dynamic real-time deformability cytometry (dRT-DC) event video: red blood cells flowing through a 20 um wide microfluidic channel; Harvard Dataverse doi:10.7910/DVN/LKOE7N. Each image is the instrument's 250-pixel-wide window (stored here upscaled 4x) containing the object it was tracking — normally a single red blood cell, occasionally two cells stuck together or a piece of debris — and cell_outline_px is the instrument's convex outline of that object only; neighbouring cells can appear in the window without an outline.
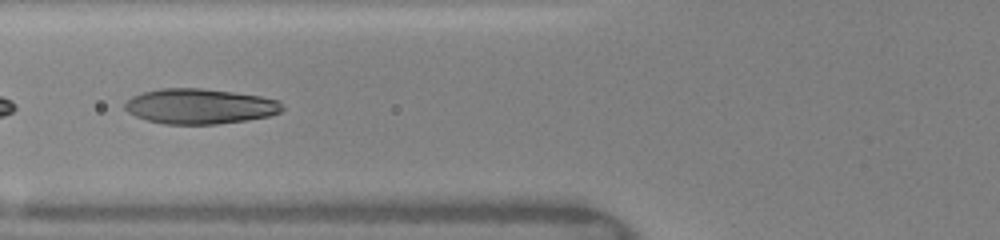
{"species": "human", "species_latin": "Homo sapiens", "temperature_condition": "warm", "stored_images_in_passage": 47, "segment_of_instrument_passage": [2, 2], "camera_frame_rate_fps": 3000, "um_per_image_px": 0.085, "donor": {"sex": "female"}, "frame": {"image": 1, "passage_image": 20, "time_ms": 6.333, "image_size_px": [1000, 240], "cell_outline_px": [[284, 108], [280, 112], [268, 116], [248, 120], [216, 124], [164, 124], [148, 120], [136, 116], [128, 112], [124, 108], [124, 104], [132, 96], [144, 92], [160, 88], [200, 88], [232, 92], [260, 96], [280, 100]], "centroid_in_image_um": [16.99, 9.03], "position_along_channel_um": 108.8, "area_um2": 32.25}}
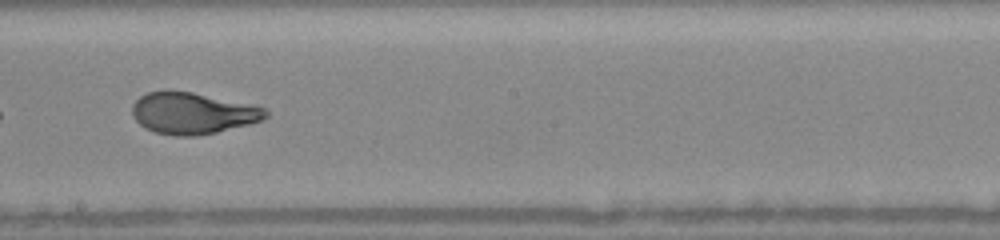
{"frame": {"image": 2, "passage_image": 29, "time_ms": 9.333, "image_size_px": [1000, 240], "cell_outline_px": [[268, 116], [260, 120], [248, 124], [216, 132], [196, 136], [176, 136], [156, 132], [144, 128], [132, 116], [132, 104], [140, 96], [148, 92], [168, 88], [192, 92], [256, 104], [264, 108], [268, 112]], "centroid_in_image_um": [16.36, 9.59], "position_along_channel_um": 231.8, "area_um2": 32.77}}